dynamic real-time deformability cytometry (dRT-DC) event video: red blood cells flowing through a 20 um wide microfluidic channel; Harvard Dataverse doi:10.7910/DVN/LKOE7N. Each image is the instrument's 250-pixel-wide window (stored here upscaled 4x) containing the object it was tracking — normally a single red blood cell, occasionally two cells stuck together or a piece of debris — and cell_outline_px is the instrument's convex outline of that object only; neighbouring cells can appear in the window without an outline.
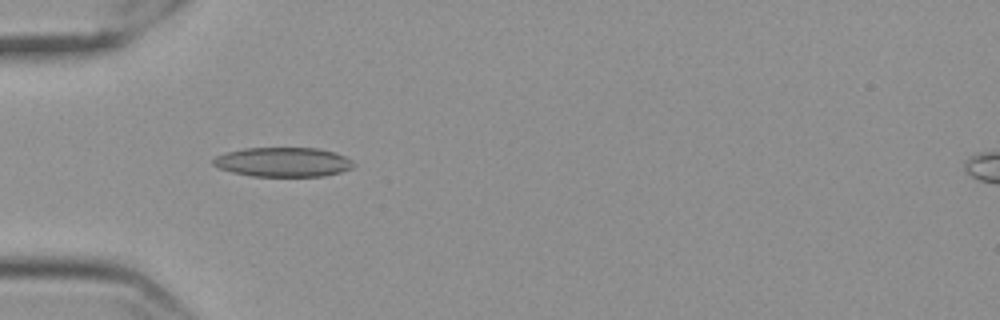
{"species": "Egyptian fruit bat (a non-hibernating species)", "species_latin": "Rousettus aegyptiacus", "temperature_condition": "cold", "stored_images_in_passage": 6, "camera_frame_rate_fps": 3000, "um_per_image_px": 0.085, "frame": {"image": 1, "passage_image": 2, "time_ms": 0.333, "image_size_px": [1000, 320], "cell_outline_px": [[356, 164], [352, 168], [340, 172], [324, 176], [252, 176], [232, 172], [220, 168], [212, 164], [212, 160], [216, 156], [228, 152], [244, 148], [316, 148], [336, 152], [352, 160]], "centroid_in_image_um": [24.09, 13.77], "position_along_channel_um": 60.9, "area_um2": 24.04}}
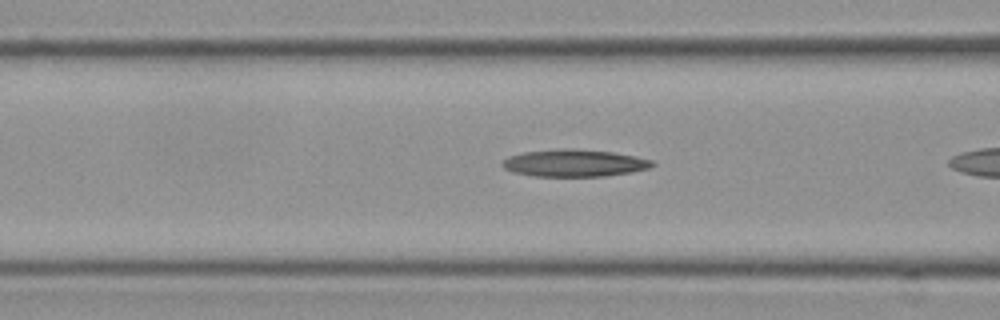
{"frame": {"image": 2, "passage_image": 4, "time_ms": 1.0, "image_size_px": [1000, 320], "cell_outline_px": [[656, 164], [648, 168], [628, 172], [604, 176], [536, 176], [512, 172], [504, 168], [500, 164], [508, 156], [524, 152], [556, 148], [572, 148], [612, 152], [652, 160]], "centroid_in_image_um": [48.76, 13.85], "position_along_channel_um": 117.8, "area_um2": 23.64}}